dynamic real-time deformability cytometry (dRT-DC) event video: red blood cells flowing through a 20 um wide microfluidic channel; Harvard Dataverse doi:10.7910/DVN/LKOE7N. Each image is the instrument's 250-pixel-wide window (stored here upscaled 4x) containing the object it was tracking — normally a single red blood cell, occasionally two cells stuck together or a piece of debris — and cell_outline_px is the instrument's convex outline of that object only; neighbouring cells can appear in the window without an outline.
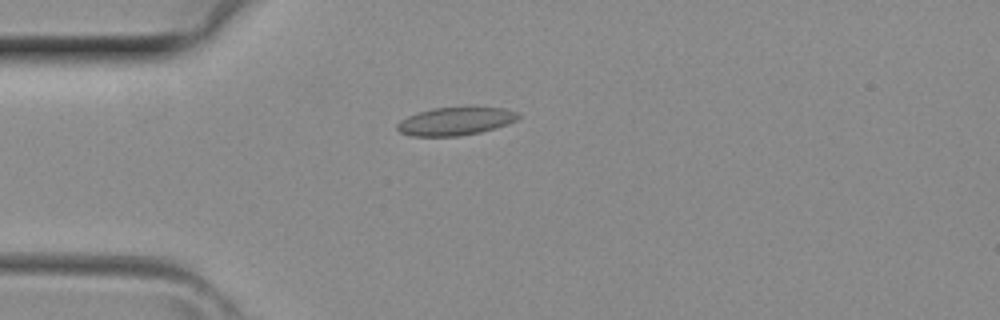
{"species": "common noctule bat (a hibernating species)", "species_latin": "Nyctalus noctula", "temperature_condition": "room temperature", "stored_images_in_passage": 3, "camera_frame_rate_fps": 3000, "um_per_image_px": 0.085, "animal": {"sex": "female", "body_mass_g": 29.2, "forearm_length_mm": 56.3}, "frame": {"image": 1, "passage_image": 3, "time_ms": 0.667, "image_size_px": [1000, 320], "cell_outline_px": [[520, 116], [516, 120], [508, 124], [480, 132], [460, 136], [412, 136], [400, 132], [396, 128], [396, 124], [400, 120], [408, 116], [432, 108], [504, 108], [520, 112]], "centroid_in_image_um": [38.71, 10.31], "position_along_channel_um": 46.3, "area_um2": 19.59}}